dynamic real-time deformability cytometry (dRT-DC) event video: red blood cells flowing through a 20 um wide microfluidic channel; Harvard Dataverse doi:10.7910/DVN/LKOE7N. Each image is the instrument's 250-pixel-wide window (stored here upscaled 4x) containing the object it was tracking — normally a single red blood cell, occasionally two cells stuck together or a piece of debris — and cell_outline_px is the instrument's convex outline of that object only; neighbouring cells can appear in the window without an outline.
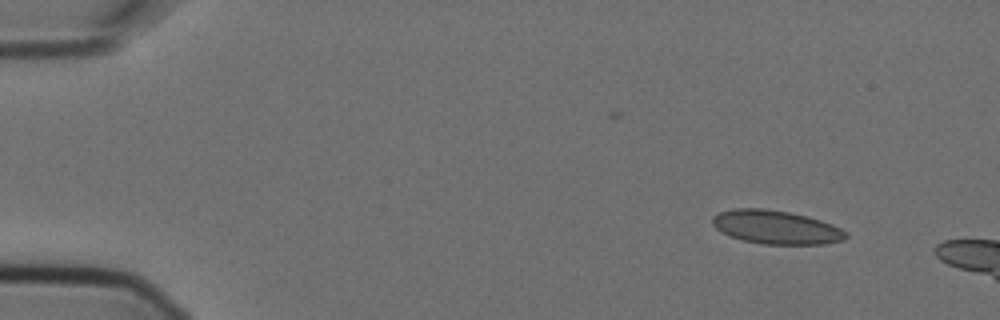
{"species": "Egyptian fruit bat (a non-hibernating species)", "species_latin": "Rousettus aegyptiacus", "temperature_condition": "cold", "stored_images_in_passage": 3, "camera_frame_rate_fps": 3000, "um_per_image_px": 0.085, "animal": {"sex": "female"}, "frame": {"image": 1, "passage_image": 1, "time_ms": 0.0, "image_size_px": [1000, 320], "cell_outline_px": [[848, 236], [844, 240], [824, 244], [764, 244], [744, 240], [732, 236], [716, 228], [712, 224], [712, 216], [720, 212], [732, 208], [764, 208], [788, 212], [808, 216], [832, 224], [848, 232]], "centroid_in_image_um": [65.99, 19.3], "position_along_channel_um": 19.0, "area_um2": 26.07}}